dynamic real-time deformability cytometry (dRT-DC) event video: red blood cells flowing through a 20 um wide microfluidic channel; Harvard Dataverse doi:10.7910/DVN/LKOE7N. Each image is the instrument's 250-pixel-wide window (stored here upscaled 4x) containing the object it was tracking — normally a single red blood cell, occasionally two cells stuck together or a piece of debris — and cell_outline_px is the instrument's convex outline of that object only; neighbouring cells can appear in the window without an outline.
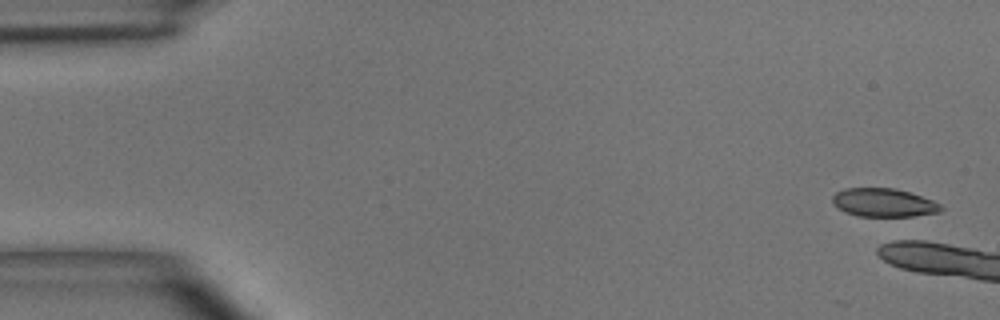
{"species": "common noctule bat (a hibernating species)", "species_latin": "Nyctalus noctula", "temperature_condition": "room temperature", "stored_images_in_passage": 7, "camera_frame_rate_fps": 3000, "um_per_image_px": 0.085, "animal": {"sex": "male", "body_mass_g": 15.6}, "frame": {"image": 1, "passage_image": 1, "time_ms": 0.0, "image_size_px": [1000, 320], "cell_outline_px": [[944, 208], [940, 212], [912, 216], [856, 216], [844, 212], [832, 204], [832, 196], [836, 192], [844, 188], [896, 188], [932, 200], [940, 204]], "centroid_in_image_um": [75.07, 17.22], "position_along_channel_um": 9.9, "area_um2": 18.03}}
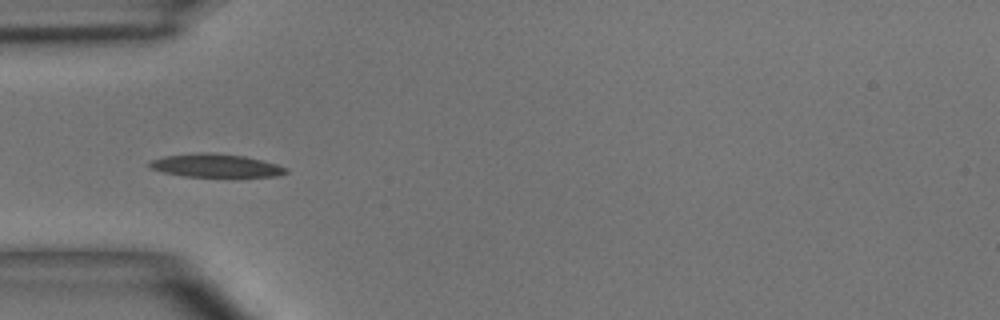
{"frame": {"image": 2, "passage_image": 6, "time_ms": 6.333, "image_size_px": [1000, 320], "cell_outline_px": [[288, 172], [276, 176], [184, 176], [164, 172], [152, 168], [148, 164], [152, 160], [164, 156], [200, 152], [244, 156], [276, 164], [288, 168]], "centroid_in_image_um": [18.33, 14.07], "position_along_channel_um": 66.7, "area_um2": 17.98}}
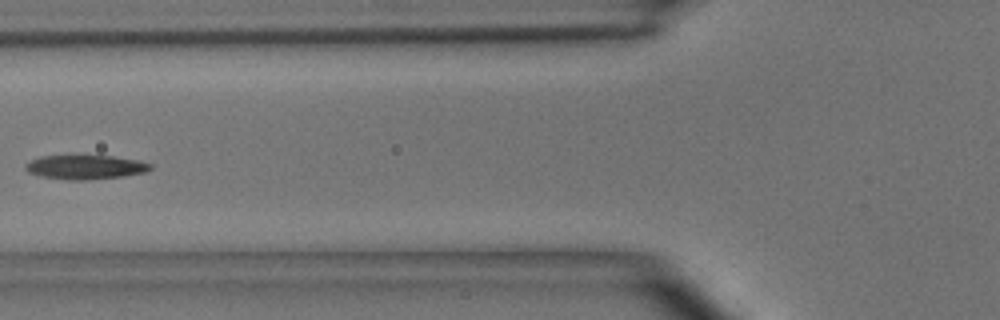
{"frame": {"image": 3, "passage_image": 7, "time_ms": 7.667, "image_size_px": [1000, 320], "cell_outline_px": [[152, 168], [148, 172], [124, 176], [84, 180], [64, 180], [40, 176], [28, 172], [24, 168], [24, 164], [40, 156], [112, 156], [136, 160], [152, 164]], "centroid_in_image_um": [7.25, 14.21], "position_along_channel_um": 118.6, "area_um2": 17.63}}